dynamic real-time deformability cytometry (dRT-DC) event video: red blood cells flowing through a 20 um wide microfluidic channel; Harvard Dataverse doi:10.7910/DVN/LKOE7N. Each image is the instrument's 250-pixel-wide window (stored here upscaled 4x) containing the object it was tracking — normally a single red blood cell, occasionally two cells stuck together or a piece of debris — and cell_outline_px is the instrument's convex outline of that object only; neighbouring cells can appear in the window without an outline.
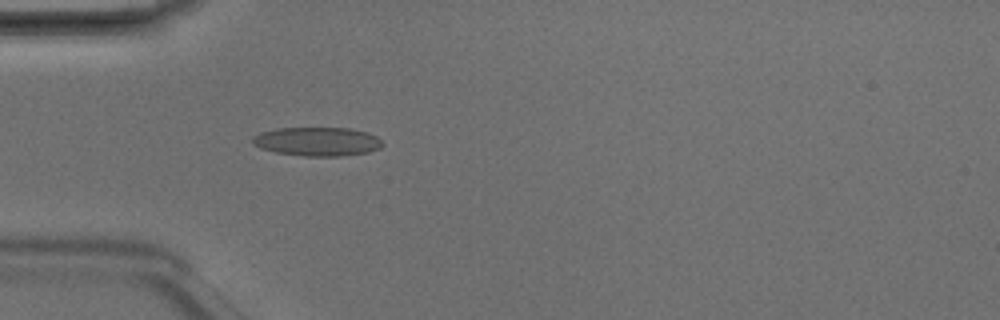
{"species": "Egyptian fruit bat (a non-hibernating species)", "species_latin": "Rousettus aegyptiacus", "temperature_condition": "room temperature", "stored_images_in_passage": 4, "camera_frame_rate_fps": 3000, "um_per_image_px": 0.085, "animal": {"sex": "male"}, "frame": {"image": 1, "passage_image": 4, "time_ms": 1.0, "image_size_px": [1000, 320], "cell_outline_px": [[384, 144], [380, 148], [368, 152], [340, 156], [304, 156], [276, 152], [260, 148], [252, 144], [252, 136], [260, 132], [276, 128], [348, 128], [368, 132], [376, 136]], "centroid_in_image_um": [26.95, 12.02], "position_along_channel_um": 58.1, "area_um2": 21.91}}